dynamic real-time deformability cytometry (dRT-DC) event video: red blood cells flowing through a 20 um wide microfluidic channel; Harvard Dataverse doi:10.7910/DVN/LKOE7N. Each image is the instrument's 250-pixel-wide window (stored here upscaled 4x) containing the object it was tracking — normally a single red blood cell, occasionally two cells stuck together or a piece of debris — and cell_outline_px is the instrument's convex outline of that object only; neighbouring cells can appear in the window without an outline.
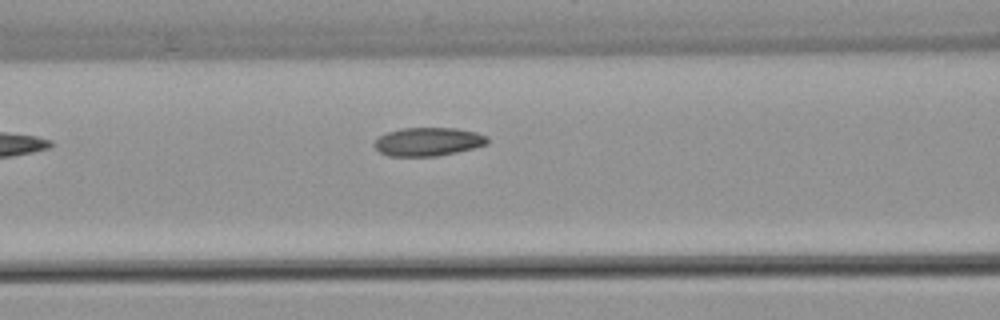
{"species": "common noctule bat (a hibernating species)", "species_latin": "Nyctalus noctula", "temperature_condition": "warm", "stored_images_in_passage": 5, "camera_frame_rate_fps": 3000, "um_per_image_px": 0.085, "animal": {"sex": "female", "body_mass_g": 22.7, "forearm_length_mm": 54.2}, "frame": {"image": 1, "passage_image": 5, "time_ms": 5.333, "image_size_px": [1000, 320], "cell_outline_px": [[488, 144], [456, 152], [436, 156], [388, 156], [380, 152], [372, 144], [380, 136], [388, 132], [400, 128], [456, 128], [476, 132], [488, 136]], "centroid_in_image_um": [36.39, 12.04], "position_along_channel_um": 130.2, "area_um2": 18.73}}